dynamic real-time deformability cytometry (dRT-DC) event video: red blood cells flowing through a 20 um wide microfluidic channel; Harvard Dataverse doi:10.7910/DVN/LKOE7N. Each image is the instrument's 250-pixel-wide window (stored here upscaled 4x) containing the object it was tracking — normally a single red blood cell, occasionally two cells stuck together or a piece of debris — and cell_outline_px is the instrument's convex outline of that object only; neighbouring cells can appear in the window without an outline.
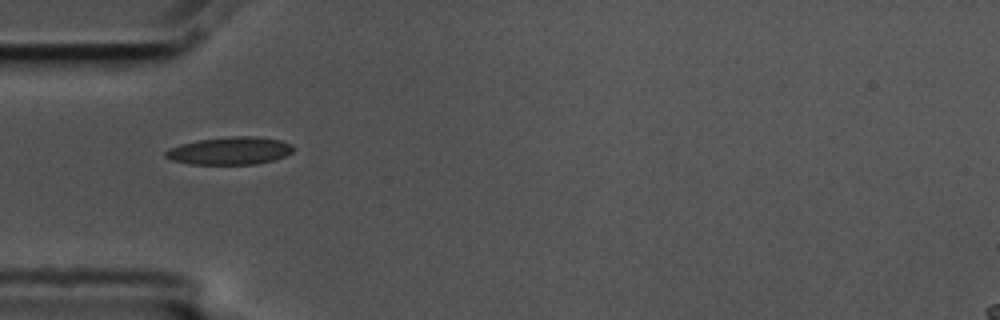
{"species": "common noctule bat (a hibernating species)", "species_latin": "Nyctalus noctula", "temperature_condition": "cold", "stored_images_in_passage": 37, "camera_frame_rate_fps": 3000, "um_per_image_px": 0.085, "animal": {"sex": "male", "body_mass_g": 17.5, "forearm_length_mm": 52.3}, "frame": {"image": 1, "passage_image": 1, "time_ms": 0.0, "image_size_px": [1000, 320], "cell_outline_px": [[292, 152], [284, 156], [272, 160], [256, 164], [192, 164], [172, 160], [164, 156], [164, 152], [168, 148], [180, 144], [196, 140], [228, 136], [256, 136], [280, 140], [292, 144]], "centroid_in_image_um": [19.5, 12.8], "position_along_channel_um": 65.5, "area_um2": 20.63}}
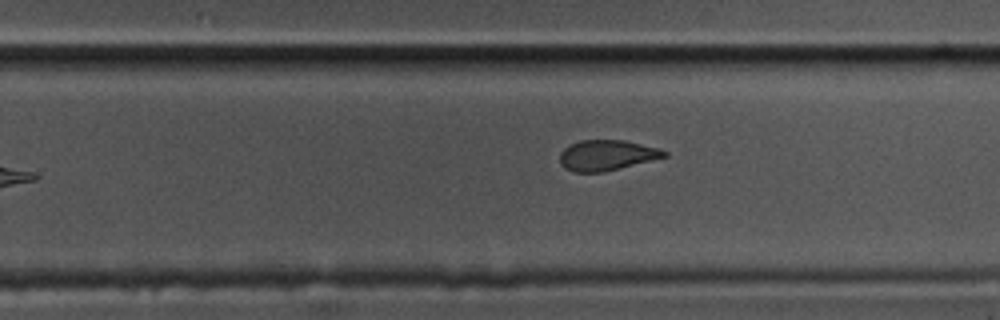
{"frame": {"image": 2, "passage_image": 19, "time_ms": 6.0, "image_size_px": [1000, 320], "cell_outline_px": [[668, 156], [604, 172], [572, 172], [564, 168], [560, 164], [560, 152], [564, 148], [580, 140], [624, 140], [660, 148], [668, 152]], "centroid_in_image_um": [51.57, 13.2], "position_along_channel_um": 278.2, "area_um2": 18.61}}
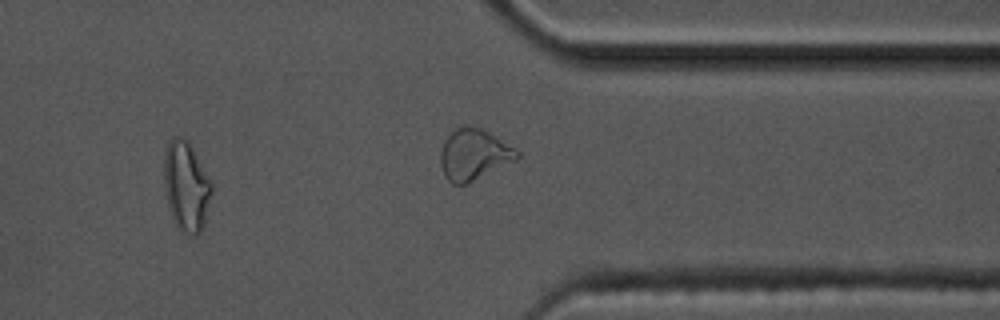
{"frame": {"image": 3, "passage_image": 27, "time_ms": 8.667, "image_size_px": [1000, 320], "cell_outline_px": [[212, 192], [204, 220], [200, 232], [196, 236], [192, 236], [180, 232], [168, 208], [164, 192], [164, 156], [168, 140], [172, 136], [180, 136], [188, 140], [212, 184]], "centroid_in_image_um": [15.79, 15.82], "position_along_channel_um": 395.6, "area_um2": 24.97}, "authors_computed_cell_mechanics": {"area_um2": 19.941, "velocity_mm_per_s": 3.553, "shape_relaxation_time_tau1_ms": 8.9311, "shape_relaxation_time_tau2_ms": 1.7784, "deformation_change_tau1": 0.2178, "deformation_change_tau2": 0.0868}}